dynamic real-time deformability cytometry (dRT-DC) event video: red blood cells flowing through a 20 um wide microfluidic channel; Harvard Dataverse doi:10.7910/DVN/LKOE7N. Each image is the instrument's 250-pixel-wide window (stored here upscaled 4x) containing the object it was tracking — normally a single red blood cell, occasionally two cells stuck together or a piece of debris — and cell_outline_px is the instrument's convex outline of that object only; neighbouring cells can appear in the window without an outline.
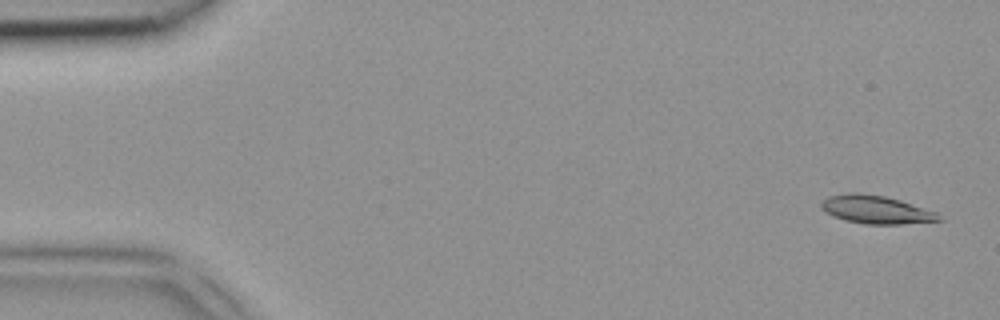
{"species": "common noctule bat (a hibernating species)", "species_latin": "Nyctalus noctula", "temperature_condition": "room temperature", "stored_images_in_passage": 5, "camera_frame_rate_fps": 3000, "um_per_image_px": 0.085, "animal": {"sex": "female", "body_mass_g": 18.4}, "frame": {"image": 1, "passage_image": 1, "time_ms": 0.0, "image_size_px": [1000, 320], "cell_outline_px": [[944, 220], [900, 224], [864, 224], [832, 216], [820, 208], [820, 204], [828, 196], [848, 192], [860, 192], [884, 196], [900, 200], [936, 212]], "centroid_in_image_um": [74.44, 17.81], "position_along_channel_um": 10.6, "area_um2": 19.25}}